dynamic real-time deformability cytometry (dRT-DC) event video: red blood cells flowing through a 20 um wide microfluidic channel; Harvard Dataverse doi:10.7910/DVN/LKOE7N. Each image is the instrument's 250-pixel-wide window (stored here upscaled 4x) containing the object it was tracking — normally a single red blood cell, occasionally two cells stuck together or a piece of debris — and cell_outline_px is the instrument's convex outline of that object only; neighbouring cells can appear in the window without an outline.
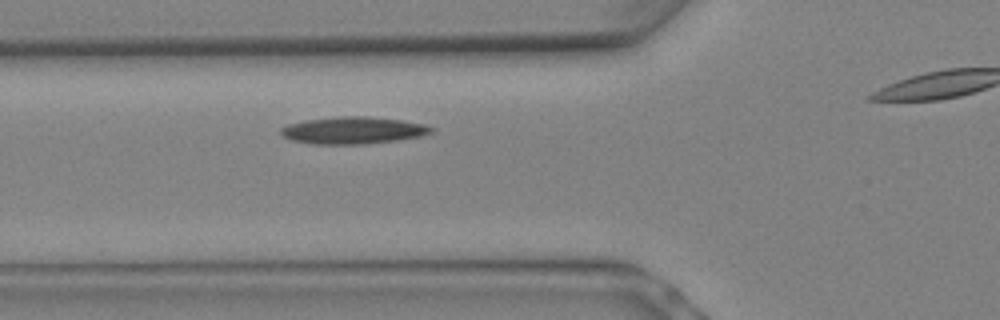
{"species": "Egyptian fruit bat (a non-hibernating species)", "species_latin": "Rousettus aegyptiacus", "temperature_condition": "warm", "stored_images_in_passage": 6, "segment_of_instrument_passage": [1, 2], "camera_frame_rate_fps": 3000, "um_per_image_px": 0.085, "animal": {"sex": "female"}, "frame": {"image": 1, "passage_image": 5, "time_ms": 1.333, "image_size_px": [1000, 320], "cell_outline_px": [[436, 128], [432, 132], [420, 136], [396, 140], [364, 144], [312, 144], [292, 140], [284, 136], [280, 132], [280, 128], [288, 124], [308, 120], [344, 116], [368, 116], [400, 120], [424, 124]], "centroid_in_image_um": [30.03, 11.08], "position_along_channel_um": 95.8, "area_um2": 23.52}}